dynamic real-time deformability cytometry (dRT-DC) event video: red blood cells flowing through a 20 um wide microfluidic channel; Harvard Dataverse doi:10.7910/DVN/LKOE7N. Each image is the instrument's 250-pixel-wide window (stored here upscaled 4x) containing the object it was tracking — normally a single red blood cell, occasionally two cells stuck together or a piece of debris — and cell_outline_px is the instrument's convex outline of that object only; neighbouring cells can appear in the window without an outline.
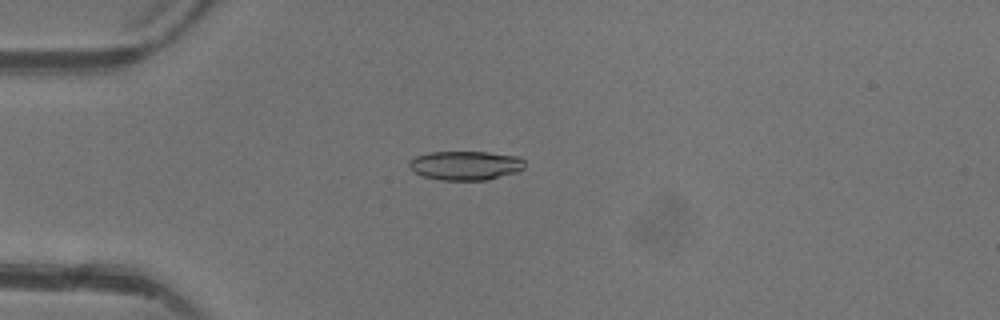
{"species": "common noctule bat (a hibernating species)", "species_latin": "Nyctalus noctula", "temperature_condition": "warm", "stored_images_in_passage": 3, "camera_frame_rate_fps": 3000, "um_per_image_px": 0.085, "animal": {"sex": "female"}, "frame": {"image": 1, "passage_image": 2, "time_ms": 1.333, "image_size_px": [1000, 320], "cell_outline_px": [[524, 168], [516, 172], [488, 180], [440, 180], [420, 176], [412, 172], [408, 164], [408, 160], [416, 156], [428, 152], [488, 152], [520, 156], [524, 160]], "centroid_in_image_um": [39.53, 14.06], "position_along_channel_um": 45.5, "area_um2": 19.94}}